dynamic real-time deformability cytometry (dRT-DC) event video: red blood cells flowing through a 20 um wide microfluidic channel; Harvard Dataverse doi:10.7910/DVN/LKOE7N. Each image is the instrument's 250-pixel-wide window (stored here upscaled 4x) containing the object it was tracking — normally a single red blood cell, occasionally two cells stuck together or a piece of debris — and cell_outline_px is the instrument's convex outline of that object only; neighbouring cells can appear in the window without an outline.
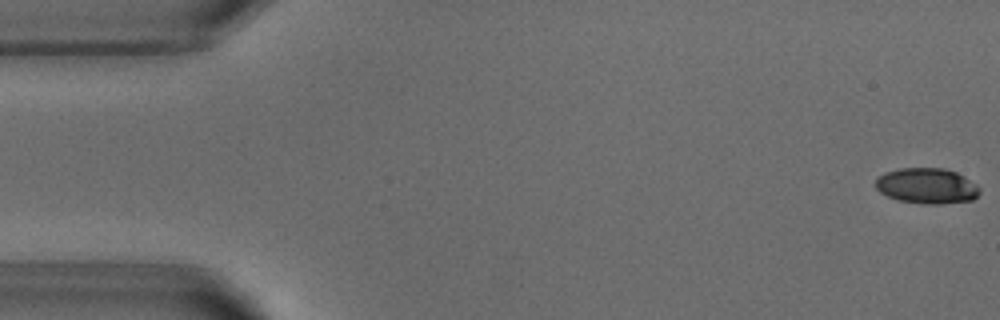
{"species": "common noctule bat (a hibernating species)", "species_latin": "Nyctalus noctula", "temperature_condition": "warm", "stored_images_in_passage": 28, "camera_frame_rate_fps": 3000, "um_per_image_px": 0.085, "animal": {"sex": "male", "body_mass_g": 18.8}, "frame": {"image": 1, "passage_image": 1, "time_ms": 0.0, "image_size_px": [1000, 320], "cell_outline_px": [[980, 192], [972, 200], [940, 204], [920, 204], [900, 200], [888, 196], [880, 192], [876, 188], [876, 180], [884, 172], [900, 168], [944, 168], [956, 172], [964, 176], [976, 184], [980, 188]], "centroid_in_image_um": [78.79, 15.8], "position_along_channel_um": 6.2, "area_um2": 21.56}}
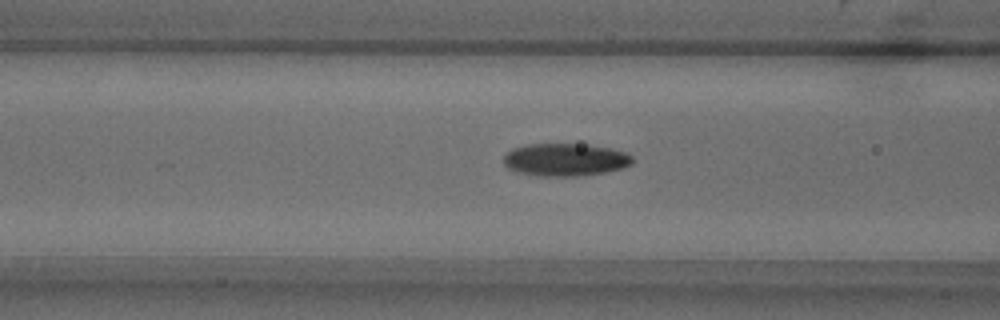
{"frame": {"image": 2, "passage_image": 20, "time_ms": 6.333, "image_size_px": [1000, 320], "cell_outline_px": [[632, 164], [624, 168], [604, 172], [576, 176], [540, 176], [520, 172], [508, 168], [504, 164], [504, 156], [512, 148], [528, 144], [588, 144], [608, 148], [624, 152], [632, 156]], "centroid_in_image_um": [48.05, 13.57], "position_along_channel_um": 118.6, "area_um2": 24.39}}
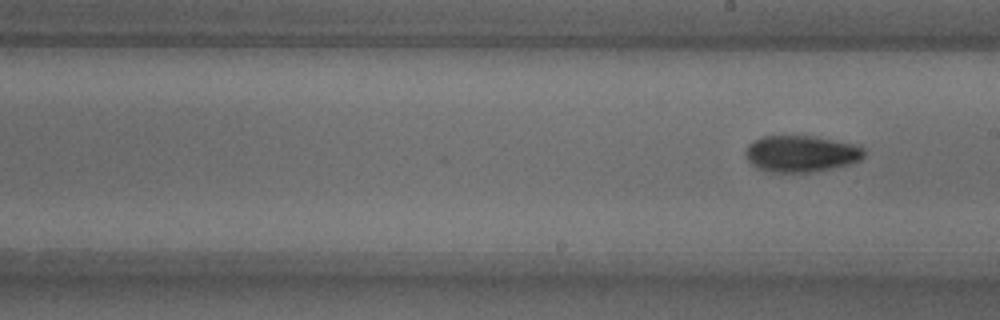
{"frame": {"image": 3, "passage_image": 28, "time_ms": 9.0, "image_size_px": [1000, 320], "cell_outline_px": [[864, 156], [860, 160], [848, 164], [832, 168], [812, 172], [772, 172], [760, 168], [752, 164], [744, 156], [744, 152], [748, 144], [752, 140], [764, 136], [812, 136], [852, 144], [864, 148]], "centroid_in_image_um": [68.05, 13.06], "position_along_channel_um": 221.0, "area_um2": 25.03}}